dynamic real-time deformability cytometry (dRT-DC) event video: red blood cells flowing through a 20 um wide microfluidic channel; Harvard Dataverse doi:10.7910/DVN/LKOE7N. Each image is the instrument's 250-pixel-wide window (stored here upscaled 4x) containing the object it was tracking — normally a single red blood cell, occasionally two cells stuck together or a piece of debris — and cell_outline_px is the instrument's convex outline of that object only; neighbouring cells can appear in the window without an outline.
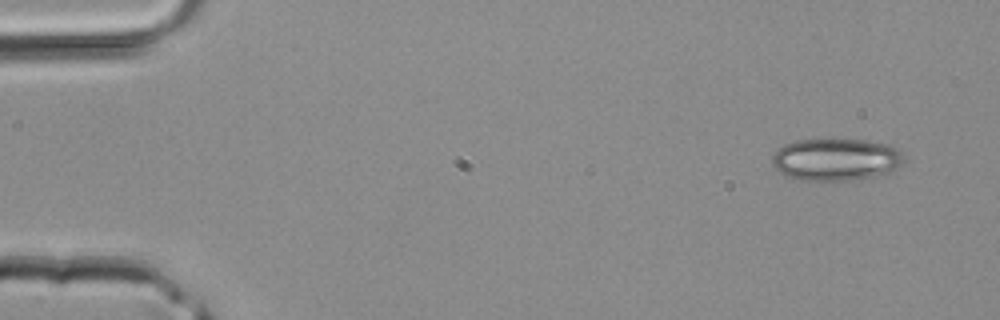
{"species": "common noctule bat (a hibernating species)", "species_latin": "Nyctalus noctula", "temperature_condition": "room temperature", "stored_images_in_passage": 40, "camera_frame_rate_fps": 3000, "um_per_image_px": 0.085, "animal": {"sex": "male", "body_mass_g": 20.4}, "frame": {"image": 1, "passage_image": 1, "time_ms": 0.0, "image_size_px": [1000, 320], "cell_outline_px": [[904, 160], [896, 168], [884, 176], [848, 180], [800, 180], [784, 176], [772, 164], [772, 156], [784, 144], [796, 140], [864, 140], [888, 144], [900, 148], [904, 152]], "centroid_in_image_um": [71.1, 13.57], "position_along_channel_um": 13.9, "area_um2": 32.71}}
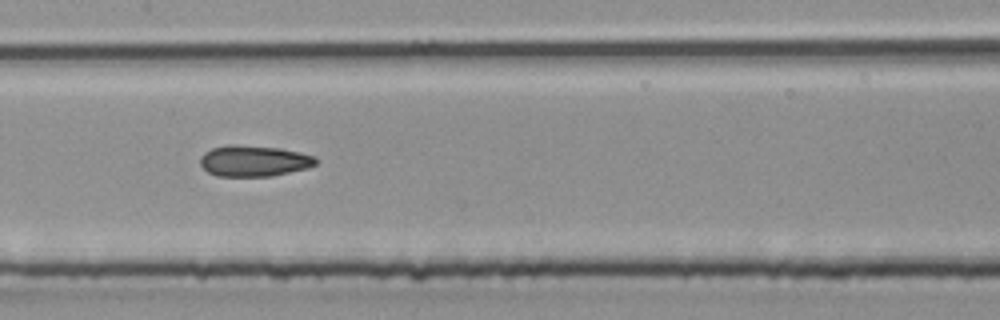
{"frame": {"image": 2, "passage_image": 19, "time_ms": 6.0, "image_size_px": [1000, 320], "cell_outline_px": [[316, 164], [308, 168], [272, 176], [216, 176], [208, 172], [200, 164], [200, 156], [204, 152], [212, 148], [228, 144], [232, 144], [276, 148], [300, 152], [312, 156], [316, 160]], "centroid_in_image_um": [21.54, 13.68], "position_along_channel_um": 185.9, "area_um2": 20.81}}
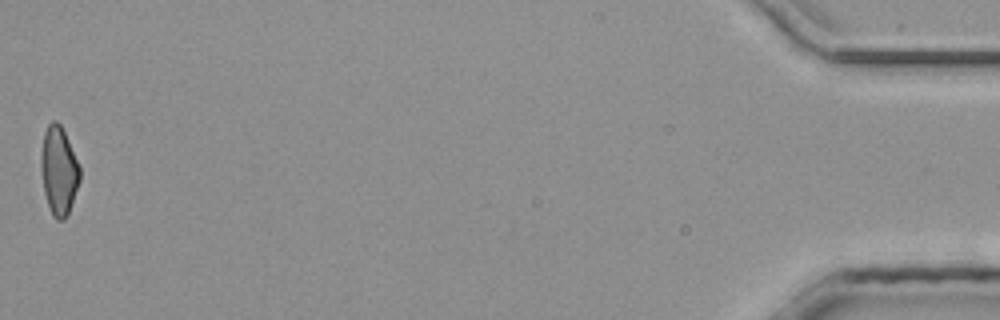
{"frame": {"image": 3, "passage_image": 40, "time_ms": 13.0, "image_size_px": [1000, 320], "cell_outline_px": [[80, 180], [68, 212], [64, 220], [56, 220], [52, 216], [44, 192], [40, 168], [40, 156], [44, 132], [48, 124], [52, 120], [56, 120], [60, 124], [68, 140], [80, 168]], "centroid_in_image_um": [4.97, 14.5], "position_along_channel_um": 430.2, "area_um2": 19.88}}